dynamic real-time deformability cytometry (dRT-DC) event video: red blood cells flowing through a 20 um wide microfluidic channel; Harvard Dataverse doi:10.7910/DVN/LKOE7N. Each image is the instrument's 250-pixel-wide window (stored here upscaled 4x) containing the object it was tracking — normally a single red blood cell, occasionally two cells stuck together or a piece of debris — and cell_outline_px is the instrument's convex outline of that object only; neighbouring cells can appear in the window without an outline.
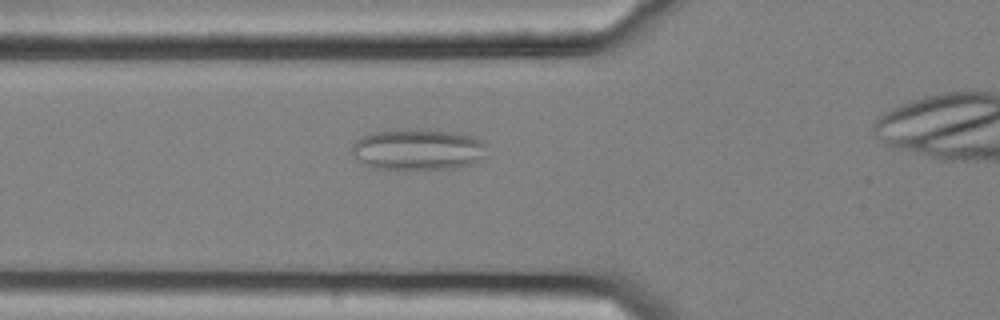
{"species": "common noctule bat (a hibernating species)", "species_latin": "Nyctalus noctula", "temperature_condition": "cold", "stored_images_in_passage": 38, "camera_frame_rate_fps": 3000, "um_per_image_px": 0.085, "animal": {"sex": "female", "body_mass_g": 25.1}, "frame": {"image": 1, "passage_image": 12, "time_ms": 3.667, "image_size_px": [1000, 320], "cell_outline_px": [[484, 156], [472, 164], [452, 168], [372, 168], [356, 160], [352, 156], [352, 144], [356, 140], [368, 132], [408, 128], [424, 128], [456, 132], [472, 136], [480, 140], [484, 144]], "centroid_in_image_um": [35.45, 12.66], "position_along_channel_um": 90.3, "area_um2": 32.6}}
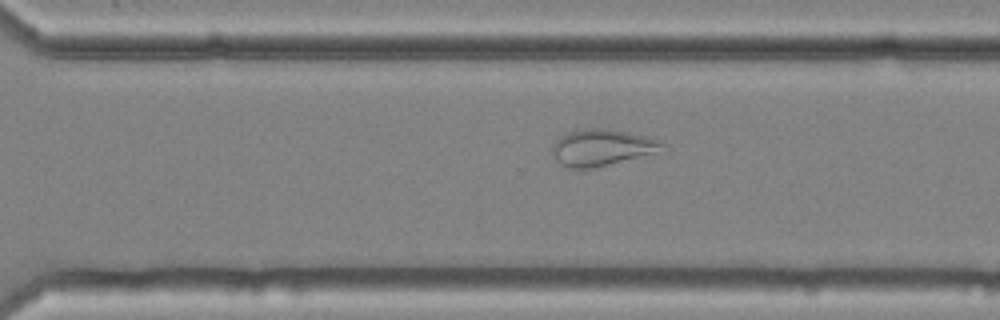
{"frame": {"image": 2, "passage_image": 31, "time_ms": 10.0, "image_size_px": [1000, 320], "cell_outline_px": [[668, 144], [656, 152], [592, 168], [568, 168], [560, 164], [552, 156], [552, 144], [560, 136], [568, 132], [580, 128], [608, 128], [628, 132], [660, 140]], "centroid_in_image_um": [51.1, 12.52], "position_along_channel_um": 319.5, "area_um2": 23.35}}
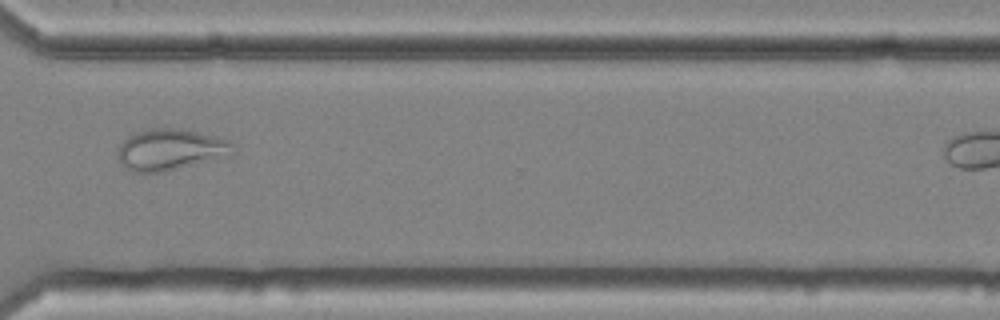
{"frame": {"image": 3, "passage_image": 34, "time_ms": 11.0, "image_size_px": [1000, 320], "cell_outline_px": [[232, 156], [160, 172], [132, 172], [120, 164], [116, 156], [116, 152], [120, 144], [128, 136], [136, 132], [148, 128], [180, 128], [216, 136], [228, 140], [232, 144]], "centroid_in_image_um": [14.45, 12.71], "position_along_channel_um": 356.2, "area_um2": 27.92}}